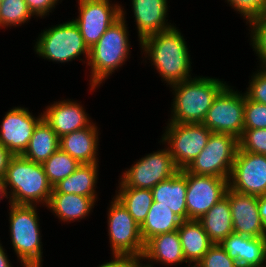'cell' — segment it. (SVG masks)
Here are the masks:
<instances>
[{
    "label": "cell",
    "instance_id": "6da1fadb",
    "mask_svg": "<svg viewBox=\"0 0 266 267\" xmlns=\"http://www.w3.org/2000/svg\"><path fill=\"white\" fill-rule=\"evenodd\" d=\"M179 30L175 24L172 28L151 35L138 44L145 58L151 60V66L153 65L168 87L192 78L190 51Z\"/></svg>",
    "mask_w": 266,
    "mask_h": 267
},
{
    "label": "cell",
    "instance_id": "7a4b0ae2",
    "mask_svg": "<svg viewBox=\"0 0 266 267\" xmlns=\"http://www.w3.org/2000/svg\"><path fill=\"white\" fill-rule=\"evenodd\" d=\"M126 10L121 6V17L115 21L89 49L87 66H90V90L99 88L130 58L131 45L126 25ZM130 52V53H129ZM99 86V87H98Z\"/></svg>",
    "mask_w": 266,
    "mask_h": 267
},
{
    "label": "cell",
    "instance_id": "3957f363",
    "mask_svg": "<svg viewBox=\"0 0 266 267\" xmlns=\"http://www.w3.org/2000/svg\"><path fill=\"white\" fill-rule=\"evenodd\" d=\"M228 85L215 77L196 76L170 86L173 93L168 123H203L218 94Z\"/></svg>",
    "mask_w": 266,
    "mask_h": 267
},
{
    "label": "cell",
    "instance_id": "277c9868",
    "mask_svg": "<svg viewBox=\"0 0 266 267\" xmlns=\"http://www.w3.org/2000/svg\"><path fill=\"white\" fill-rule=\"evenodd\" d=\"M6 188L13 204L47 206L53 187L42 163L14 155L4 177Z\"/></svg>",
    "mask_w": 266,
    "mask_h": 267
},
{
    "label": "cell",
    "instance_id": "5b68a950",
    "mask_svg": "<svg viewBox=\"0 0 266 267\" xmlns=\"http://www.w3.org/2000/svg\"><path fill=\"white\" fill-rule=\"evenodd\" d=\"M37 205L9 206V232L13 250L23 267H36L43 262V244Z\"/></svg>",
    "mask_w": 266,
    "mask_h": 267
},
{
    "label": "cell",
    "instance_id": "8992f818",
    "mask_svg": "<svg viewBox=\"0 0 266 267\" xmlns=\"http://www.w3.org/2000/svg\"><path fill=\"white\" fill-rule=\"evenodd\" d=\"M34 51L43 59L56 63H68L77 58L87 63L89 58V48L73 20L41 31L36 39ZM82 54L85 60L79 57Z\"/></svg>",
    "mask_w": 266,
    "mask_h": 267
},
{
    "label": "cell",
    "instance_id": "52a82bcc",
    "mask_svg": "<svg viewBox=\"0 0 266 267\" xmlns=\"http://www.w3.org/2000/svg\"><path fill=\"white\" fill-rule=\"evenodd\" d=\"M160 143L166 145L179 170L186 169L206 147L211 131L203 123H167Z\"/></svg>",
    "mask_w": 266,
    "mask_h": 267
},
{
    "label": "cell",
    "instance_id": "ba28073f",
    "mask_svg": "<svg viewBox=\"0 0 266 267\" xmlns=\"http://www.w3.org/2000/svg\"><path fill=\"white\" fill-rule=\"evenodd\" d=\"M238 148L237 137L211 133L206 147L185 170L195 175L217 176L229 180Z\"/></svg>",
    "mask_w": 266,
    "mask_h": 267
},
{
    "label": "cell",
    "instance_id": "9c48e42d",
    "mask_svg": "<svg viewBox=\"0 0 266 267\" xmlns=\"http://www.w3.org/2000/svg\"><path fill=\"white\" fill-rule=\"evenodd\" d=\"M107 211L108 236L111 254H125L141 259L145 243L140 225L114 196Z\"/></svg>",
    "mask_w": 266,
    "mask_h": 267
},
{
    "label": "cell",
    "instance_id": "30bf717a",
    "mask_svg": "<svg viewBox=\"0 0 266 267\" xmlns=\"http://www.w3.org/2000/svg\"><path fill=\"white\" fill-rule=\"evenodd\" d=\"M245 93L227 85L215 98L203 124L212 133L230 134L239 139L244 130Z\"/></svg>",
    "mask_w": 266,
    "mask_h": 267
},
{
    "label": "cell",
    "instance_id": "8fae6325",
    "mask_svg": "<svg viewBox=\"0 0 266 267\" xmlns=\"http://www.w3.org/2000/svg\"><path fill=\"white\" fill-rule=\"evenodd\" d=\"M178 171L166 146L135 161L122 172L118 186L152 189L159 182L172 178Z\"/></svg>",
    "mask_w": 266,
    "mask_h": 267
},
{
    "label": "cell",
    "instance_id": "7c38bea8",
    "mask_svg": "<svg viewBox=\"0 0 266 267\" xmlns=\"http://www.w3.org/2000/svg\"><path fill=\"white\" fill-rule=\"evenodd\" d=\"M111 2L110 0H78L79 15L72 20L79 27L89 49L121 17L122 5Z\"/></svg>",
    "mask_w": 266,
    "mask_h": 267
},
{
    "label": "cell",
    "instance_id": "4fadbf2b",
    "mask_svg": "<svg viewBox=\"0 0 266 267\" xmlns=\"http://www.w3.org/2000/svg\"><path fill=\"white\" fill-rule=\"evenodd\" d=\"M186 177V206L188 220H199L215 205L229 187L228 179L217 176L195 175L179 170Z\"/></svg>",
    "mask_w": 266,
    "mask_h": 267
},
{
    "label": "cell",
    "instance_id": "5bb4252c",
    "mask_svg": "<svg viewBox=\"0 0 266 267\" xmlns=\"http://www.w3.org/2000/svg\"><path fill=\"white\" fill-rule=\"evenodd\" d=\"M228 185L242 194L266 195V156L238 148Z\"/></svg>",
    "mask_w": 266,
    "mask_h": 267
},
{
    "label": "cell",
    "instance_id": "9a60e30c",
    "mask_svg": "<svg viewBox=\"0 0 266 267\" xmlns=\"http://www.w3.org/2000/svg\"><path fill=\"white\" fill-rule=\"evenodd\" d=\"M43 113L35 117L28 108L17 106L6 112L0 127V143L13 155H22L27 149L35 126Z\"/></svg>",
    "mask_w": 266,
    "mask_h": 267
},
{
    "label": "cell",
    "instance_id": "2e32d148",
    "mask_svg": "<svg viewBox=\"0 0 266 267\" xmlns=\"http://www.w3.org/2000/svg\"><path fill=\"white\" fill-rule=\"evenodd\" d=\"M225 195L229 200L234 233L247 237H266V226L258 210V196L242 194L229 187Z\"/></svg>",
    "mask_w": 266,
    "mask_h": 267
},
{
    "label": "cell",
    "instance_id": "e0dca14e",
    "mask_svg": "<svg viewBox=\"0 0 266 267\" xmlns=\"http://www.w3.org/2000/svg\"><path fill=\"white\" fill-rule=\"evenodd\" d=\"M81 102L64 99L54 101L43 111V119L59 138L63 135L88 127L92 121Z\"/></svg>",
    "mask_w": 266,
    "mask_h": 267
},
{
    "label": "cell",
    "instance_id": "ac0fdd59",
    "mask_svg": "<svg viewBox=\"0 0 266 267\" xmlns=\"http://www.w3.org/2000/svg\"><path fill=\"white\" fill-rule=\"evenodd\" d=\"M168 0H131L139 43L174 26L168 21ZM167 18V19H166Z\"/></svg>",
    "mask_w": 266,
    "mask_h": 267
},
{
    "label": "cell",
    "instance_id": "d6986e66",
    "mask_svg": "<svg viewBox=\"0 0 266 267\" xmlns=\"http://www.w3.org/2000/svg\"><path fill=\"white\" fill-rule=\"evenodd\" d=\"M220 245L239 267H253L266 262V237H247L233 232Z\"/></svg>",
    "mask_w": 266,
    "mask_h": 267
},
{
    "label": "cell",
    "instance_id": "ffe728a7",
    "mask_svg": "<svg viewBox=\"0 0 266 267\" xmlns=\"http://www.w3.org/2000/svg\"><path fill=\"white\" fill-rule=\"evenodd\" d=\"M92 122L88 127L63 135L60 148L80 164L98 163L99 129Z\"/></svg>",
    "mask_w": 266,
    "mask_h": 267
},
{
    "label": "cell",
    "instance_id": "44dd1931",
    "mask_svg": "<svg viewBox=\"0 0 266 267\" xmlns=\"http://www.w3.org/2000/svg\"><path fill=\"white\" fill-rule=\"evenodd\" d=\"M148 267H154L153 264L176 266L187 263L181 246L178 230L160 234L152 237L146 244L141 261ZM153 264H151V263Z\"/></svg>",
    "mask_w": 266,
    "mask_h": 267
},
{
    "label": "cell",
    "instance_id": "7402d4cb",
    "mask_svg": "<svg viewBox=\"0 0 266 267\" xmlns=\"http://www.w3.org/2000/svg\"><path fill=\"white\" fill-rule=\"evenodd\" d=\"M98 197H85L70 193H51L47 204L48 210L54 213L61 222L83 220L93 212Z\"/></svg>",
    "mask_w": 266,
    "mask_h": 267
},
{
    "label": "cell",
    "instance_id": "603a6c76",
    "mask_svg": "<svg viewBox=\"0 0 266 267\" xmlns=\"http://www.w3.org/2000/svg\"><path fill=\"white\" fill-rule=\"evenodd\" d=\"M186 177L178 171L172 178L159 182L151 189L154 202L168 206L183 221L188 220Z\"/></svg>",
    "mask_w": 266,
    "mask_h": 267
},
{
    "label": "cell",
    "instance_id": "cb8c5ba5",
    "mask_svg": "<svg viewBox=\"0 0 266 267\" xmlns=\"http://www.w3.org/2000/svg\"><path fill=\"white\" fill-rule=\"evenodd\" d=\"M177 230L187 265H196L213 243L198 220H184Z\"/></svg>",
    "mask_w": 266,
    "mask_h": 267
},
{
    "label": "cell",
    "instance_id": "d4e9b609",
    "mask_svg": "<svg viewBox=\"0 0 266 267\" xmlns=\"http://www.w3.org/2000/svg\"><path fill=\"white\" fill-rule=\"evenodd\" d=\"M98 163L80 164V166L64 180L53 187L52 193H72L85 197H98Z\"/></svg>",
    "mask_w": 266,
    "mask_h": 267
},
{
    "label": "cell",
    "instance_id": "484cf974",
    "mask_svg": "<svg viewBox=\"0 0 266 267\" xmlns=\"http://www.w3.org/2000/svg\"><path fill=\"white\" fill-rule=\"evenodd\" d=\"M213 244H220L234 232L228 197L225 195L199 220Z\"/></svg>",
    "mask_w": 266,
    "mask_h": 267
},
{
    "label": "cell",
    "instance_id": "4316f807",
    "mask_svg": "<svg viewBox=\"0 0 266 267\" xmlns=\"http://www.w3.org/2000/svg\"><path fill=\"white\" fill-rule=\"evenodd\" d=\"M60 148V138L42 118L35 126L27 149L22 156L28 160L43 163Z\"/></svg>",
    "mask_w": 266,
    "mask_h": 267
},
{
    "label": "cell",
    "instance_id": "83f0119b",
    "mask_svg": "<svg viewBox=\"0 0 266 267\" xmlns=\"http://www.w3.org/2000/svg\"><path fill=\"white\" fill-rule=\"evenodd\" d=\"M182 221L168 206L158 205V202L153 201L145 221L140 226L144 243L154 236L176 231Z\"/></svg>",
    "mask_w": 266,
    "mask_h": 267
},
{
    "label": "cell",
    "instance_id": "f1b7e54d",
    "mask_svg": "<svg viewBox=\"0 0 266 267\" xmlns=\"http://www.w3.org/2000/svg\"><path fill=\"white\" fill-rule=\"evenodd\" d=\"M117 190L115 191V197L141 226L154 201L151 189L118 186Z\"/></svg>",
    "mask_w": 266,
    "mask_h": 267
},
{
    "label": "cell",
    "instance_id": "f546056e",
    "mask_svg": "<svg viewBox=\"0 0 266 267\" xmlns=\"http://www.w3.org/2000/svg\"><path fill=\"white\" fill-rule=\"evenodd\" d=\"M42 165L50 184L54 187L71 175L80 166V163L59 148Z\"/></svg>",
    "mask_w": 266,
    "mask_h": 267
},
{
    "label": "cell",
    "instance_id": "4dcf8cb0",
    "mask_svg": "<svg viewBox=\"0 0 266 267\" xmlns=\"http://www.w3.org/2000/svg\"><path fill=\"white\" fill-rule=\"evenodd\" d=\"M34 17L25 0H2L0 2V28L19 27Z\"/></svg>",
    "mask_w": 266,
    "mask_h": 267
},
{
    "label": "cell",
    "instance_id": "1f68e13d",
    "mask_svg": "<svg viewBox=\"0 0 266 267\" xmlns=\"http://www.w3.org/2000/svg\"><path fill=\"white\" fill-rule=\"evenodd\" d=\"M249 25L250 45L260 61L259 67L266 69V13L250 19Z\"/></svg>",
    "mask_w": 266,
    "mask_h": 267
},
{
    "label": "cell",
    "instance_id": "d6a6232c",
    "mask_svg": "<svg viewBox=\"0 0 266 267\" xmlns=\"http://www.w3.org/2000/svg\"><path fill=\"white\" fill-rule=\"evenodd\" d=\"M238 143L242 151L266 156V129H244Z\"/></svg>",
    "mask_w": 266,
    "mask_h": 267
},
{
    "label": "cell",
    "instance_id": "836d02e7",
    "mask_svg": "<svg viewBox=\"0 0 266 267\" xmlns=\"http://www.w3.org/2000/svg\"><path fill=\"white\" fill-rule=\"evenodd\" d=\"M244 129H266V104L250 100L245 94Z\"/></svg>",
    "mask_w": 266,
    "mask_h": 267
},
{
    "label": "cell",
    "instance_id": "e575fe53",
    "mask_svg": "<svg viewBox=\"0 0 266 267\" xmlns=\"http://www.w3.org/2000/svg\"><path fill=\"white\" fill-rule=\"evenodd\" d=\"M197 267H239L238 263L230 258L220 244H213L202 259L196 264Z\"/></svg>",
    "mask_w": 266,
    "mask_h": 267
},
{
    "label": "cell",
    "instance_id": "d590c367",
    "mask_svg": "<svg viewBox=\"0 0 266 267\" xmlns=\"http://www.w3.org/2000/svg\"><path fill=\"white\" fill-rule=\"evenodd\" d=\"M237 14L243 16L246 23L255 17L266 13V0H226Z\"/></svg>",
    "mask_w": 266,
    "mask_h": 267
},
{
    "label": "cell",
    "instance_id": "8d00e7d4",
    "mask_svg": "<svg viewBox=\"0 0 266 267\" xmlns=\"http://www.w3.org/2000/svg\"><path fill=\"white\" fill-rule=\"evenodd\" d=\"M244 93L250 100L266 104V69L259 67L252 74L248 88Z\"/></svg>",
    "mask_w": 266,
    "mask_h": 267
},
{
    "label": "cell",
    "instance_id": "74e56055",
    "mask_svg": "<svg viewBox=\"0 0 266 267\" xmlns=\"http://www.w3.org/2000/svg\"><path fill=\"white\" fill-rule=\"evenodd\" d=\"M29 11L32 13L34 18H46L53 9L56 8L58 3L62 0H25ZM61 1V2H59Z\"/></svg>",
    "mask_w": 266,
    "mask_h": 267
},
{
    "label": "cell",
    "instance_id": "f35d334b",
    "mask_svg": "<svg viewBox=\"0 0 266 267\" xmlns=\"http://www.w3.org/2000/svg\"><path fill=\"white\" fill-rule=\"evenodd\" d=\"M111 260L97 267H132L139 259L125 254H112Z\"/></svg>",
    "mask_w": 266,
    "mask_h": 267
},
{
    "label": "cell",
    "instance_id": "ab89813d",
    "mask_svg": "<svg viewBox=\"0 0 266 267\" xmlns=\"http://www.w3.org/2000/svg\"><path fill=\"white\" fill-rule=\"evenodd\" d=\"M14 155L0 143V177H5L10 159Z\"/></svg>",
    "mask_w": 266,
    "mask_h": 267
},
{
    "label": "cell",
    "instance_id": "60d3db41",
    "mask_svg": "<svg viewBox=\"0 0 266 267\" xmlns=\"http://www.w3.org/2000/svg\"><path fill=\"white\" fill-rule=\"evenodd\" d=\"M259 215L266 226V195L258 196Z\"/></svg>",
    "mask_w": 266,
    "mask_h": 267
},
{
    "label": "cell",
    "instance_id": "b9f144b4",
    "mask_svg": "<svg viewBox=\"0 0 266 267\" xmlns=\"http://www.w3.org/2000/svg\"><path fill=\"white\" fill-rule=\"evenodd\" d=\"M11 264L7 252L5 253V248L0 243V267H13Z\"/></svg>",
    "mask_w": 266,
    "mask_h": 267
},
{
    "label": "cell",
    "instance_id": "7bdbcfd3",
    "mask_svg": "<svg viewBox=\"0 0 266 267\" xmlns=\"http://www.w3.org/2000/svg\"><path fill=\"white\" fill-rule=\"evenodd\" d=\"M9 193L6 188L5 179L3 177H0V201L4 198L8 199L9 205L11 204V198L8 197Z\"/></svg>",
    "mask_w": 266,
    "mask_h": 267
},
{
    "label": "cell",
    "instance_id": "ee69618b",
    "mask_svg": "<svg viewBox=\"0 0 266 267\" xmlns=\"http://www.w3.org/2000/svg\"><path fill=\"white\" fill-rule=\"evenodd\" d=\"M141 262V259H139L132 267H148L146 264H143Z\"/></svg>",
    "mask_w": 266,
    "mask_h": 267
},
{
    "label": "cell",
    "instance_id": "f6af8a7d",
    "mask_svg": "<svg viewBox=\"0 0 266 267\" xmlns=\"http://www.w3.org/2000/svg\"><path fill=\"white\" fill-rule=\"evenodd\" d=\"M253 267H266V262L262 265H257V266H253Z\"/></svg>",
    "mask_w": 266,
    "mask_h": 267
},
{
    "label": "cell",
    "instance_id": "bcb514c9",
    "mask_svg": "<svg viewBox=\"0 0 266 267\" xmlns=\"http://www.w3.org/2000/svg\"><path fill=\"white\" fill-rule=\"evenodd\" d=\"M188 267H197V266L196 265H190V266L188 265Z\"/></svg>",
    "mask_w": 266,
    "mask_h": 267
}]
</instances>
